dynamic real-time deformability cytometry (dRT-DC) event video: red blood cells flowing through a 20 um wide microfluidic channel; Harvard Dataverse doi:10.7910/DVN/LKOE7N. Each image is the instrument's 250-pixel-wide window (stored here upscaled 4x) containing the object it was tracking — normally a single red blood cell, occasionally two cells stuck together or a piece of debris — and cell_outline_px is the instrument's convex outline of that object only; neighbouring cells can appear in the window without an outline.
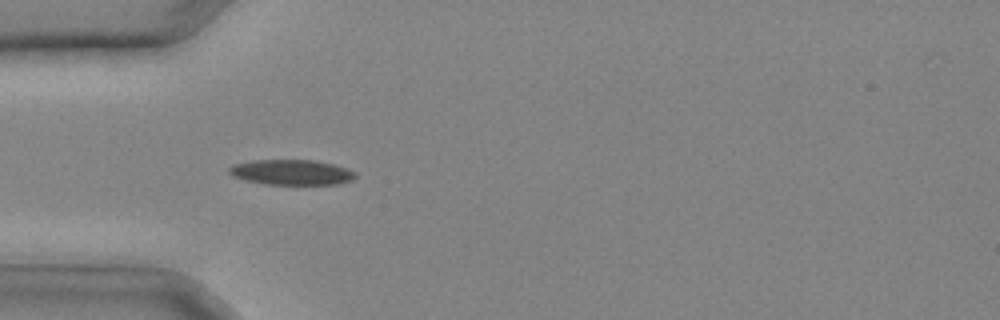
{"species": "common noctule bat (a hibernating species)", "species_latin": "Nyctalus noctula", "temperature_condition": "cold", "stored_images_in_passage": 31, "camera_frame_rate_fps": 3000, "um_per_image_px": 0.085, "animal": {"sex": "male", "body_mass_g": 20.4}, "frame": {"image": 1, "passage_image": 9, "time_ms": 2.667, "image_size_px": [1000, 320], "cell_outline_px": [[356, 176], [352, 180], [340, 184], [264, 184], [244, 180], [232, 176], [228, 172], [228, 168], [232, 164], [256, 160], [316, 160], [348, 168], [356, 172]], "centroid_in_image_um": [24.77, 14.64], "position_along_channel_um": 60.2, "area_um2": 18.73}}
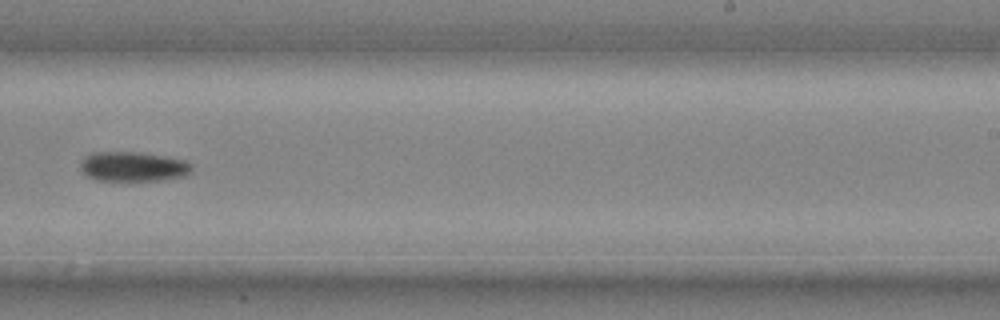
{"frame": {"image": 2, "passage_image": 20, "time_ms": 6.333, "image_size_px": [1000, 320], "cell_outline_px": [[192, 172], [184, 176], [160, 180], [96, 180], [88, 176], [80, 168], [80, 164], [84, 156], [92, 152], [140, 152], [164, 156], [184, 160], [192, 164]], "centroid_in_image_um": [11.32, 14.15], "position_along_channel_um": 277.7, "area_um2": 19.25}}
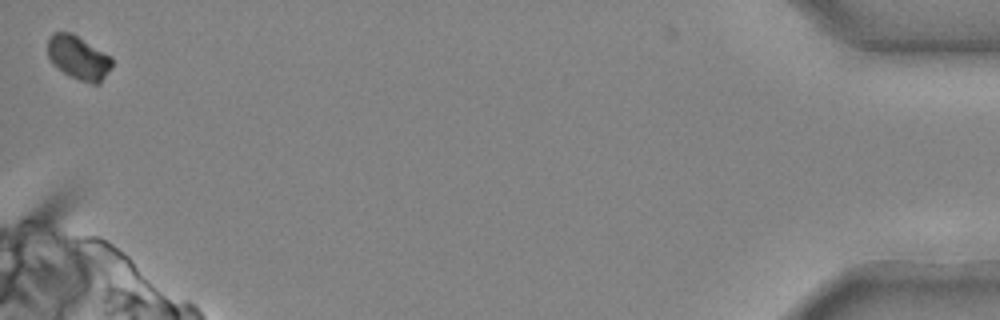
{"frame": {"image": 3, "passage_image": 31, "time_ms": 10.0, "image_size_px": [1000, 320], "cell_outline_px": [[112, 68], [100, 84], [92, 84], [80, 80], [56, 68], [52, 64], [48, 56], [48, 40], [52, 32], [72, 32], [112, 56]], "centroid_in_image_um": [6.69, 4.89], "position_along_channel_um": 428.5, "area_um2": 16.65}}